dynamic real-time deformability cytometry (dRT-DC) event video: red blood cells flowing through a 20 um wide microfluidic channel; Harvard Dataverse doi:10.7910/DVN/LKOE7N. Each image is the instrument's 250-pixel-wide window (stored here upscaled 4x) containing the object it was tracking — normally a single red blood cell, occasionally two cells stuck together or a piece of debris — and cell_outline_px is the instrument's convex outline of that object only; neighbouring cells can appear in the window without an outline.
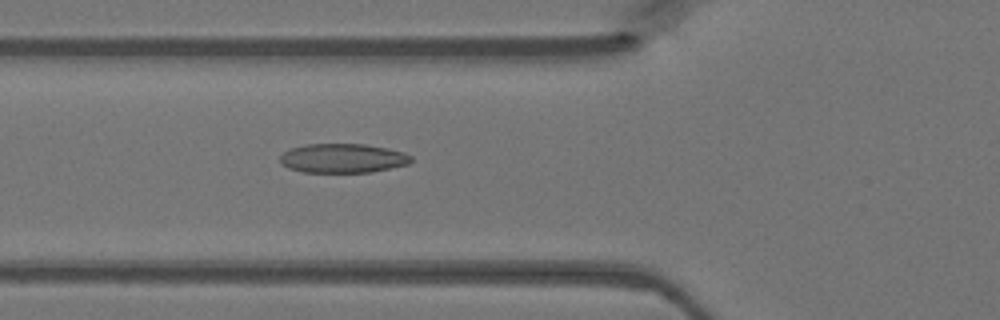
{"species": "Egyptian fruit bat (a non-hibernating species)", "species_latin": "Rousettus aegyptiacus", "temperature_condition": "warm", "stored_images_in_passage": 37, "camera_frame_rate_fps": 3000, "um_per_image_px": 0.085, "animal": {"sex": "female"}, "frame": {"image": 1, "passage_image": 7, "time_ms": 2.0, "image_size_px": [1000, 320], "cell_outline_px": [[412, 160], [408, 164], [372, 172], [304, 172], [288, 168], [280, 164], [280, 156], [284, 152], [292, 148], [304, 144], [364, 144], [388, 148], [404, 152], [412, 156]], "centroid_in_image_um": [29.14, 13.45], "position_along_channel_um": 96.7, "area_um2": 22.37}}
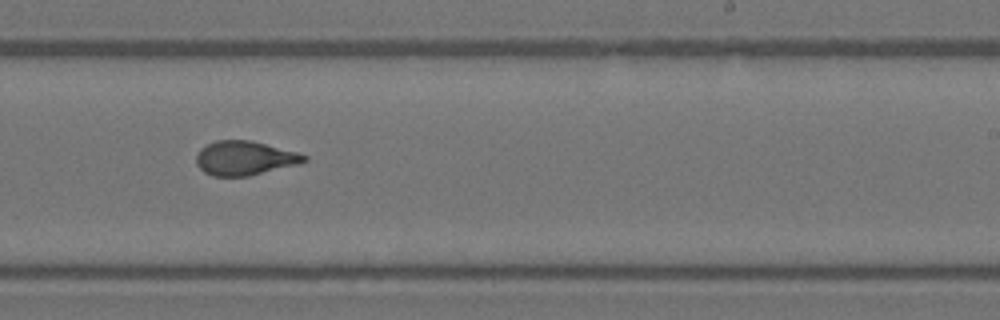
{"frame": {"image": 2, "passage_image": 19, "time_ms": 6.0, "image_size_px": [1000, 320], "cell_outline_px": [[308, 160], [296, 164], [248, 176], [212, 176], [204, 172], [196, 164], [196, 152], [200, 148], [216, 140], [252, 140], [296, 152], [308, 156]], "centroid_in_image_um": [20.75, 13.43], "position_along_channel_um": 268.3, "area_um2": 21.39}}
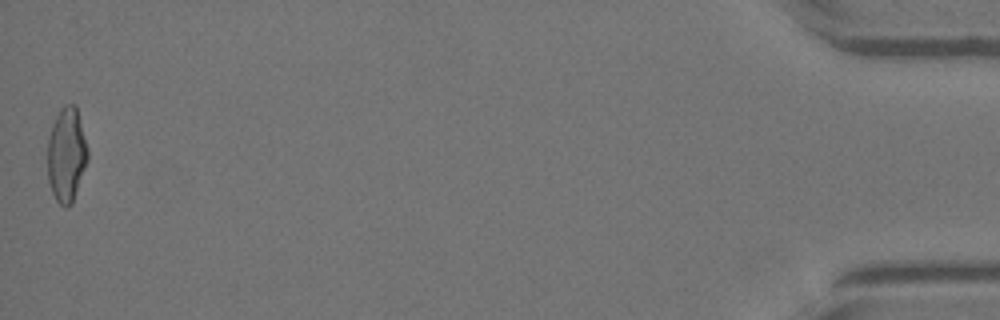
{"frame": {"image": 3, "passage_image": 37, "time_ms": 12.0, "image_size_px": [1000, 320], "cell_outline_px": [[88, 160], [72, 204], [68, 208], [64, 208], [56, 200], [52, 192], [48, 180], [48, 136], [52, 124], [60, 108], [64, 104], [76, 104], [88, 148]], "centroid_in_image_um": [5.66, 13.15], "position_along_channel_um": 429.5, "area_um2": 22.37}}